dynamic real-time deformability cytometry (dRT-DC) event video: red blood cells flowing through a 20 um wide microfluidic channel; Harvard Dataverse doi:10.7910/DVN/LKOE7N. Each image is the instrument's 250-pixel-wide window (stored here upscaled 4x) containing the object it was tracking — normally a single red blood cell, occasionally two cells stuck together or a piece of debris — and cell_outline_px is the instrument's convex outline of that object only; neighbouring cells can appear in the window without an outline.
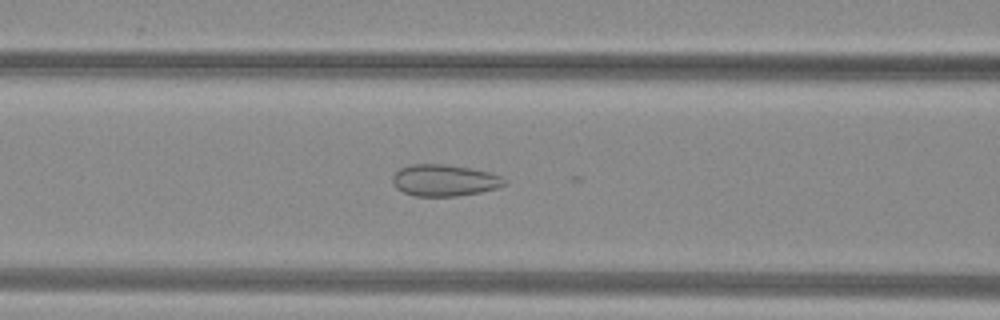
{"species": "common noctule bat (a hibernating species)", "species_latin": "Nyctalus noctula", "temperature_condition": "warm", "stored_images_in_passage": 8, "camera_frame_rate_fps": 3000, "um_per_image_px": 0.085, "animal": {"sex": "female", "body_mass_g": 29.2, "forearm_length_mm": 56.3}, "frame": {"image": 1, "passage_image": 5, "time_ms": 1.333, "image_size_px": [1000, 320], "cell_outline_px": [[508, 184], [496, 188], [480, 192], [456, 196], [416, 196], [404, 192], [396, 188], [392, 184], [392, 176], [400, 168], [412, 164], [444, 164], [492, 172], [508, 180]], "centroid_in_image_um": [37.79, 15.33], "position_along_channel_um": 128.8, "area_um2": 20.69}}